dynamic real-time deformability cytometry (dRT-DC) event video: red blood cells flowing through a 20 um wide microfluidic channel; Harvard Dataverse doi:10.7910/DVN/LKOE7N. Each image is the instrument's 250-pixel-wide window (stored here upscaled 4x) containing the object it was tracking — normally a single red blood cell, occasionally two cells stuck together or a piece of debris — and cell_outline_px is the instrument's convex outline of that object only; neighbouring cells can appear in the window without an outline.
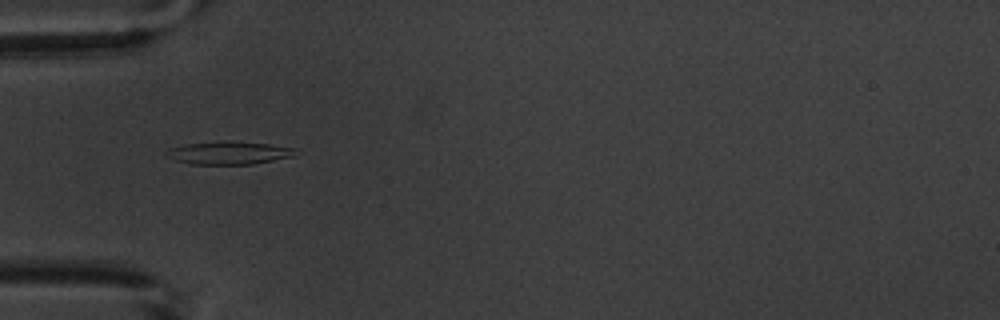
{"species": "common noctule bat (a hibernating species)", "species_latin": "Nyctalus noctula", "temperature_condition": "warm", "stored_images_in_passage": 4, "camera_frame_rate_fps": 3000, "um_per_image_px": 0.085, "animal": {"sex": "male", "body_mass_g": 20.1, "forearm_length_mm": 53.5}, "frame": {"image": 1, "passage_image": 1, "time_ms": 0.0, "image_size_px": [1000, 320], "cell_outline_px": [[300, 148], [292, 156], [252, 164], [192, 164], [172, 160], [164, 156], [164, 152], [168, 148], [184, 144], [224, 140], [232, 140], [268, 144]], "centroid_in_image_um": [19.39, 12.97], "position_along_channel_um": 65.6, "area_um2": 17.63}}
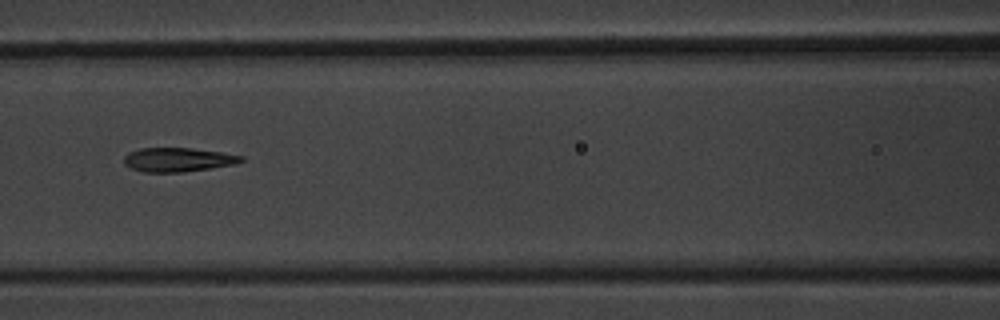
{"frame": {"image": 2, "passage_image": 3, "time_ms": 2.333, "image_size_px": [1000, 320], "cell_outline_px": [[244, 160], [236, 164], [212, 168], [180, 172], [144, 172], [132, 168], [124, 164], [124, 156], [128, 152], [140, 148], [192, 148], [220, 152], [244, 156]], "centroid_in_image_um": [15.13, 13.57], "position_along_channel_um": 151.5, "area_um2": 16.42}}
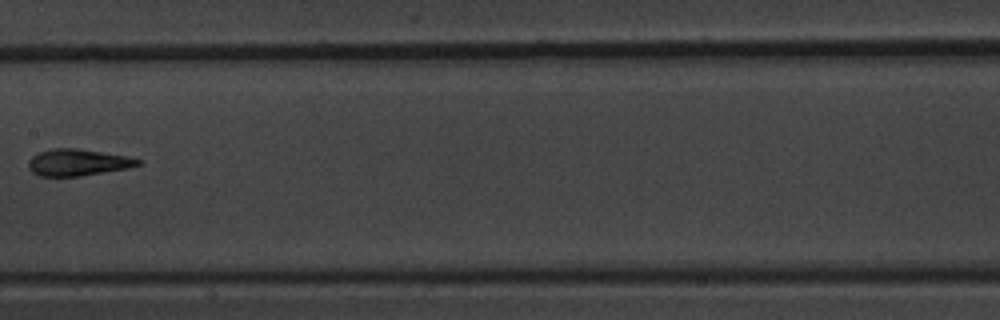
{"frame": {"image": 3, "passage_image": 4, "time_ms": 3.667, "image_size_px": [1000, 320], "cell_outline_px": [[144, 164], [128, 168], [80, 176], [40, 176], [32, 172], [28, 168], [28, 160], [32, 156], [40, 152], [52, 148], [80, 148], [128, 156], [144, 160]], "centroid_in_image_um": [6.66, 13.8], "position_along_channel_um": 200.7, "area_um2": 17.28}}